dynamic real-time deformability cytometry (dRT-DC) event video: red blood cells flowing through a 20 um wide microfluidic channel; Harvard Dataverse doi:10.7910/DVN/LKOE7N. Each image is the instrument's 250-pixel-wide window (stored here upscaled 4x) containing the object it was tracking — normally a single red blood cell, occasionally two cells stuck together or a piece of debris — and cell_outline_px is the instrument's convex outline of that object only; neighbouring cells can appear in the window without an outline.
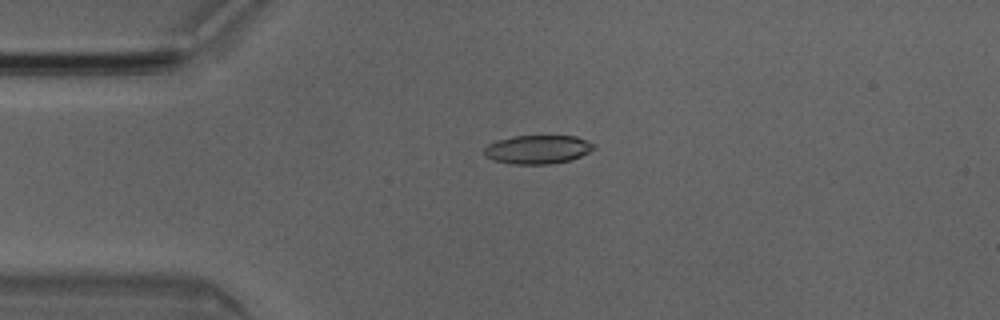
{"species": "Egyptian fruit bat (a non-hibernating species)", "species_latin": "Rousettus aegyptiacus", "temperature_condition": "room temperature", "stored_images_in_passage": 5, "camera_frame_rate_fps": 3000, "um_per_image_px": 0.085, "animal": {"sex": "male"}, "frame": {"image": 1, "passage_image": 5, "time_ms": 1.333, "image_size_px": [1000, 320], "cell_outline_px": [[596, 148], [572, 160], [552, 164], [512, 164], [492, 160], [484, 156], [484, 148], [488, 144], [496, 140], [512, 136], [576, 136], [596, 144]], "centroid_in_image_um": [45.69, 12.7], "position_along_channel_um": 39.3, "area_um2": 18.55}}